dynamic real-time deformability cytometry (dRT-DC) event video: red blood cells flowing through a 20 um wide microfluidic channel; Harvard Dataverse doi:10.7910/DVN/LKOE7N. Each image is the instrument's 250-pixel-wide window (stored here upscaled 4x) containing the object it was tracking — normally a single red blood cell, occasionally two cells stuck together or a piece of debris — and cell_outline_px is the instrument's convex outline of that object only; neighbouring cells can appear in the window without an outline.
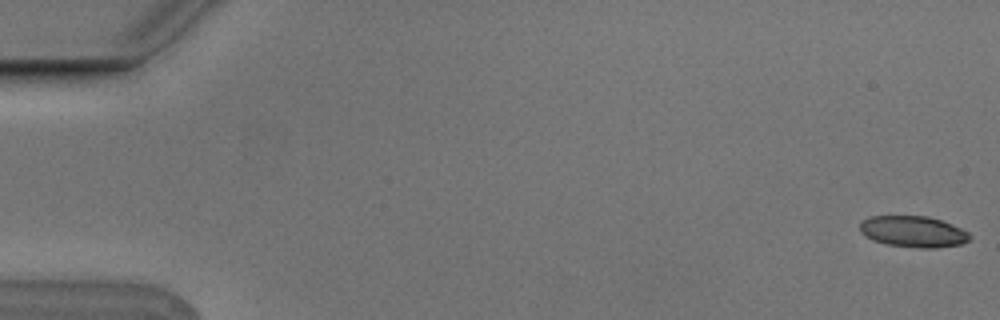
{"species": "Egyptian fruit bat (a non-hibernating species)", "species_latin": "Rousettus aegyptiacus", "temperature_condition": "cold", "stored_images_in_passage": 7, "camera_frame_rate_fps": 3000, "um_per_image_px": 0.085, "animal": {"sex": "male"}, "frame": {"image": 1, "passage_image": 1, "time_ms": 0.0, "image_size_px": [1000, 320], "cell_outline_px": [[972, 236], [968, 240], [960, 244], [936, 248], [920, 248], [888, 244], [872, 240], [864, 236], [860, 232], [860, 224], [864, 220], [872, 216], [928, 216], [952, 224], [968, 232]], "centroid_in_image_um": [77.62, 19.69], "position_along_channel_um": 7.4, "area_um2": 19.88}}
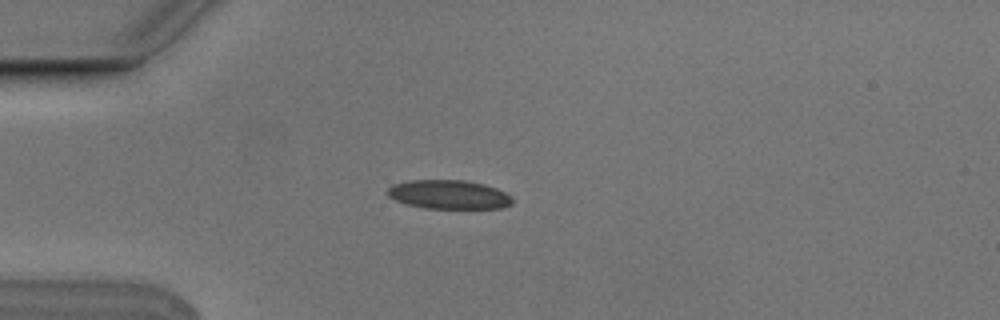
{"frame": {"image": 2, "passage_image": 5, "time_ms": 1.333, "image_size_px": [1000, 320], "cell_outline_px": [[512, 204], [500, 208], [424, 208], [404, 204], [388, 196], [388, 188], [392, 184], [408, 180], [464, 180], [484, 184], [496, 188], [512, 196]], "centroid_in_image_um": [38.13, 16.53], "position_along_channel_um": 46.9, "area_um2": 21.1}}
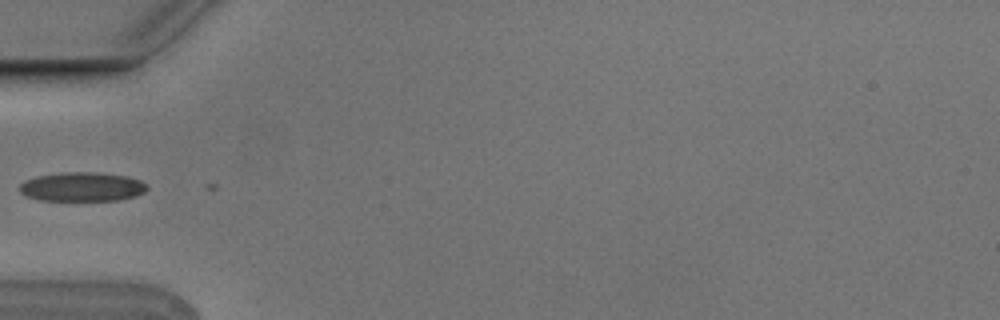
{"frame": {"image": 3, "passage_image": 6, "time_ms": 1.667, "image_size_px": [1000, 320], "cell_outline_px": [[148, 188], [144, 192], [136, 196], [120, 200], [40, 200], [24, 196], [20, 192], [20, 184], [24, 180], [36, 176], [64, 172], [96, 172], [128, 176], [140, 180], [148, 184]], "centroid_in_image_um": [6.99, 15.87], "position_along_channel_um": 78.0, "area_um2": 21.85}}